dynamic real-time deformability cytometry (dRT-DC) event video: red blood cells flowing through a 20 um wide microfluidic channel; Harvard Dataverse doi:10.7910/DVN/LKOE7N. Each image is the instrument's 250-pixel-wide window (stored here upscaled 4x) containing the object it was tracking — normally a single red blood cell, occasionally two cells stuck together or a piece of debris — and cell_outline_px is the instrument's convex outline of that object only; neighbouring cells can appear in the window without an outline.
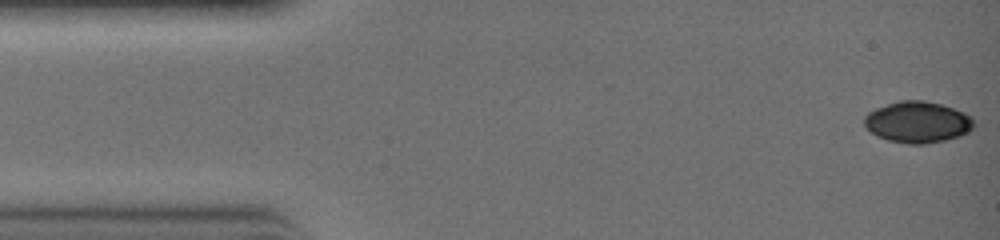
{"species": "common noctule bat (a hibernating species)", "species_latin": "Nyctalus noctula", "temperature_condition": "warm", "stored_images_in_passage": 5, "camera_frame_rate_fps": 3000, "um_per_image_px": 0.085, "animal": {"sex": "female", "body_mass_g": 19.0, "forearm_length_mm": 51.5}, "frame": {"image": 1, "passage_image": 1, "time_ms": 0.0, "image_size_px": [1000, 240], "cell_outline_px": [[976, 124], [968, 132], [960, 136], [944, 140], [924, 144], [908, 144], [888, 140], [876, 136], [864, 124], [864, 116], [868, 112], [876, 108], [900, 100], [920, 100], [940, 104], [964, 112]], "centroid_in_image_um": [77.98, 10.38], "position_along_channel_um": 7.0, "area_um2": 26.18}}
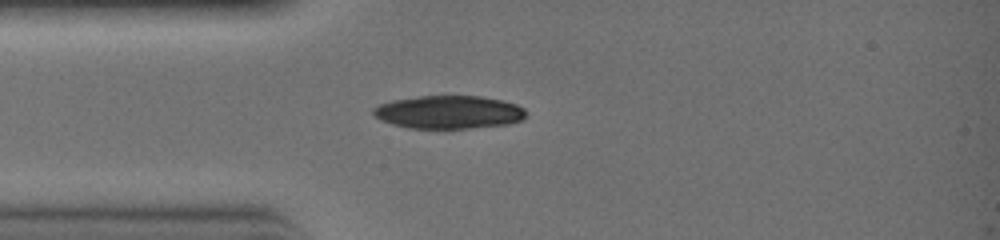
{"frame": {"image": 2, "passage_image": 5, "time_ms": 1.333, "image_size_px": [1000, 240], "cell_outline_px": [[524, 116], [520, 120], [504, 124], [468, 128], [408, 128], [392, 124], [380, 120], [372, 112], [372, 108], [380, 104], [392, 100], [420, 96], [480, 96], [500, 100], [516, 104], [524, 108]], "centroid_in_image_um": [38.08, 9.53], "position_along_channel_um": 46.9, "area_um2": 29.13}}